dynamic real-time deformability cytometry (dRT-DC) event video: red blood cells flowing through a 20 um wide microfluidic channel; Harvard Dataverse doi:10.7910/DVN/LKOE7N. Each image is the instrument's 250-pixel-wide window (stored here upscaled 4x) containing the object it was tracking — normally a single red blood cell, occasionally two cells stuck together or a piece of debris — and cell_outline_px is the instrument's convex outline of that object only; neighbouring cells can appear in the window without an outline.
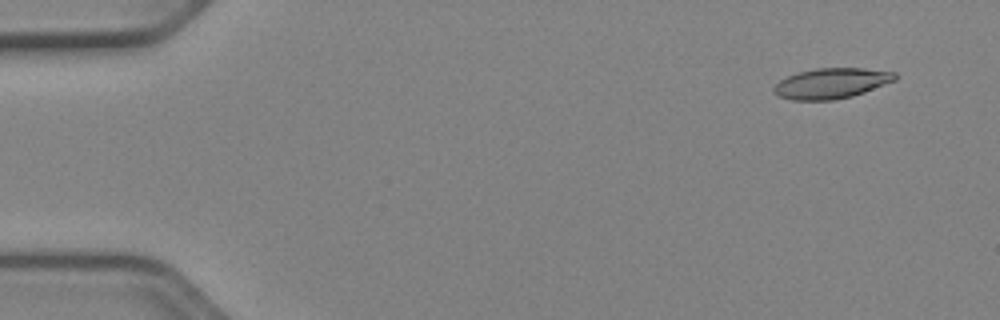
{"species": "Egyptian fruit bat (a non-hibernating species)", "species_latin": "Rousettus aegyptiacus", "temperature_condition": "cold", "stored_images_in_passage": 12, "camera_frame_rate_fps": 3000, "um_per_image_px": 0.085, "animal": {"sex": "female"}, "frame": {"image": 1, "passage_image": 4, "time_ms": 1.0, "image_size_px": [1000, 320], "cell_outline_px": [[896, 80], [864, 92], [852, 96], [832, 100], [792, 100], [780, 96], [772, 92], [772, 88], [780, 80], [796, 72], [816, 68], [864, 68], [896, 72]], "centroid_in_image_um": [70.65, 7.07], "position_along_channel_um": 14.3, "area_um2": 21.5}}